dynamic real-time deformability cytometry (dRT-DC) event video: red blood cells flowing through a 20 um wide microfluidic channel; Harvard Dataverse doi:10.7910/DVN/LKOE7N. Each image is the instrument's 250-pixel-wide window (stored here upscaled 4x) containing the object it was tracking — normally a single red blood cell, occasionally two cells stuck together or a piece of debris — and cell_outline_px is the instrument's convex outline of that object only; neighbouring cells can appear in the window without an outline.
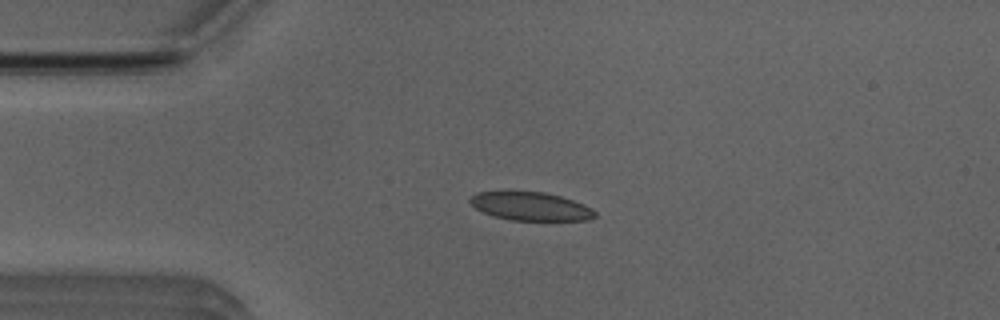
{"species": "Egyptian fruit bat (a non-hibernating species)", "species_latin": "Rousettus aegyptiacus", "temperature_condition": "room temperature", "stored_images_in_passage": 43, "camera_frame_rate_fps": 3000, "um_per_image_px": 0.085, "animal": {"sex": "male"}, "frame": {"image": 1, "passage_image": 3, "time_ms": 0.667, "image_size_px": [1000, 320], "cell_outline_px": [[596, 216], [588, 220], [512, 220], [492, 216], [476, 208], [468, 200], [476, 192], [504, 188], [544, 192], [560, 196], [584, 204], [592, 208], [596, 212]], "centroid_in_image_um": [45.03, 17.48], "position_along_channel_um": 40.0, "area_um2": 21.44}}
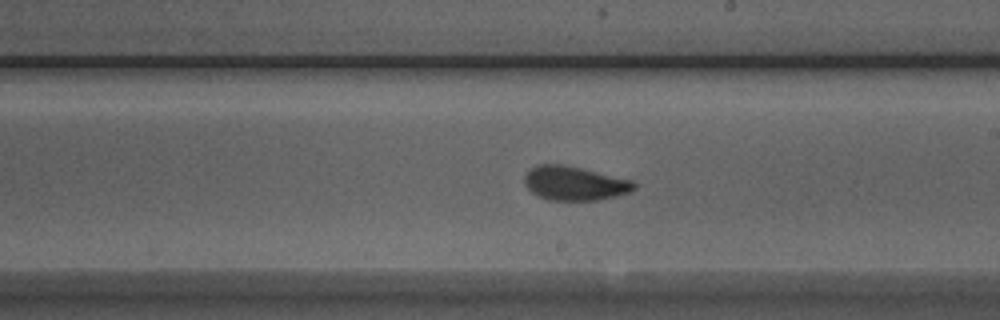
{"frame": {"image": 2, "passage_image": 20, "time_ms": 6.333, "image_size_px": [1000, 320], "cell_outline_px": [[636, 188], [632, 192], [616, 196], [596, 200], [548, 200], [536, 196], [524, 184], [524, 176], [536, 164], [564, 164], [632, 180], [636, 184]], "centroid_in_image_um": [48.83, 15.58], "position_along_channel_um": 240.2, "area_um2": 21.85}}
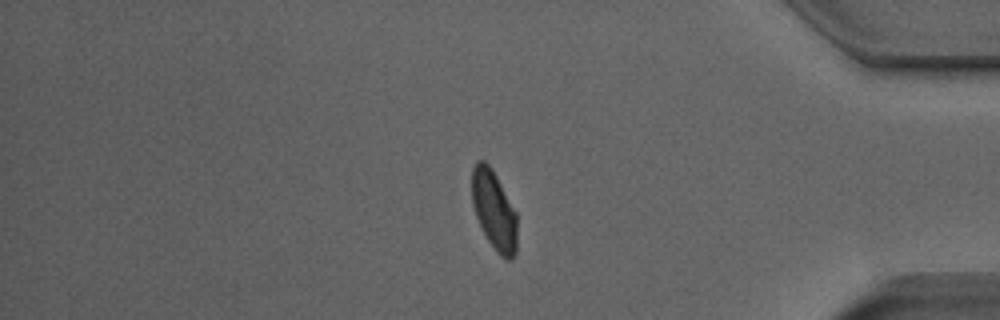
{"frame": {"image": 3, "passage_image": 34, "time_ms": 11.0, "image_size_px": [1000, 320], "cell_outline_px": [[516, 252], [512, 260], [504, 260], [496, 252], [488, 240], [476, 216], [472, 204], [472, 168], [476, 160], [484, 160], [492, 168], [516, 212]], "centroid_in_image_um": [41.99, 17.87], "position_along_channel_um": 393.2, "area_um2": 20.87}, "authors_computed_cell_mechanics": {"area_um2": 21.4438, "velocity_mm_per_s": 3.9595, "shape_relaxation_time_tau1_ms": 4.2138, "shape_relaxation_time_tau2_ms": 0.8614, "deformation_change_tau1": 0.1339, "deformation_change_tau2": 0.0487}}